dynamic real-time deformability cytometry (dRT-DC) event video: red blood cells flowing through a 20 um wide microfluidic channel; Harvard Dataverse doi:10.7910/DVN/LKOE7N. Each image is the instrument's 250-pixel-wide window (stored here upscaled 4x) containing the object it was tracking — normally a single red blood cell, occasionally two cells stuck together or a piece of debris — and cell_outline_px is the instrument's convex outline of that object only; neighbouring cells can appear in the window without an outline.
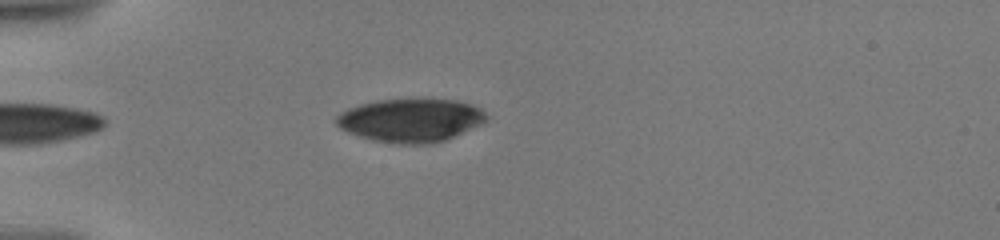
{"species": "human", "species_latin": "Homo sapiens", "temperature_condition": "warm", "stored_images_in_passage": 38, "camera_frame_rate_fps": 3000, "um_per_image_px": 0.085, "donor": {"sex": "male"}, "frame": {"image": 1, "passage_image": 5, "time_ms": 1.667, "image_size_px": [1000, 240], "cell_outline_px": [[488, 116], [480, 124], [444, 140], [428, 144], [396, 144], [372, 140], [348, 132], [340, 128], [336, 124], [336, 116], [340, 112], [348, 108], [360, 104], [376, 100], [456, 100], [480, 108]], "centroid_in_image_um": [34.85, 10.23], "position_along_channel_um": 50.2, "area_um2": 37.4}}
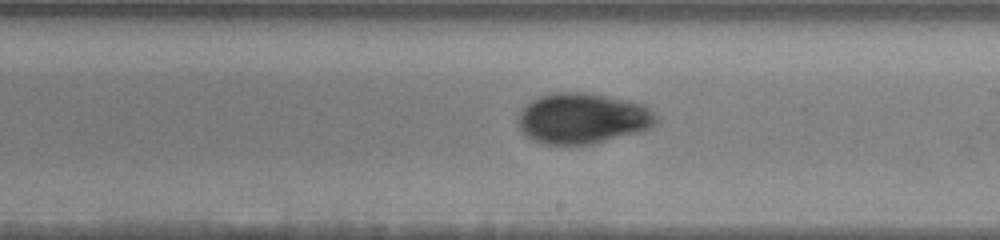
{"frame": {"image": 2, "passage_image": 20, "time_ms": 7.667, "image_size_px": [1000, 240], "cell_outline_px": [[660, 120], [652, 128], [592, 144], [544, 144], [532, 140], [524, 136], [520, 128], [520, 112], [532, 100], [540, 96], [556, 92], [588, 92], [644, 104]], "centroid_in_image_um": [49.54, 10.06], "position_along_channel_um": 239.5, "area_um2": 40.58}}
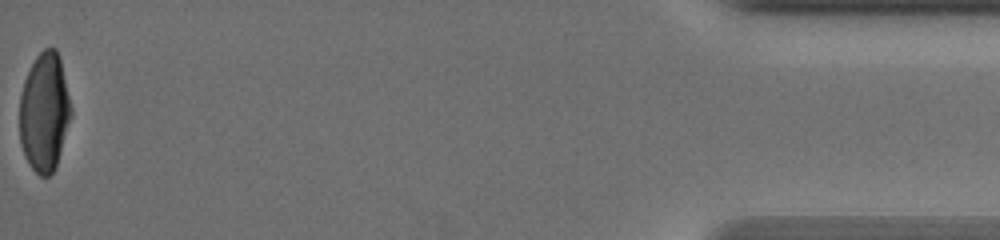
{"frame": {"image": 3, "passage_image": 38, "time_ms": 15.333, "image_size_px": [1000, 240], "cell_outline_px": [[72, 112], [56, 168], [48, 176], [40, 176], [28, 164], [24, 156], [20, 144], [20, 96], [24, 80], [36, 56], [44, 48], [56, 48], [60, 56], [72, 108]], "centroid_in_image_um": [3.78, 9.54], "position_along_channel_um": 431.4, "area_um2": 35.78}, "authors_computed_cell_mechanics": {"area_um2": 38.2058, "velocity_mm_per_s": 3.5521, "shape_relaxation_time_tau1_ms": 5.758, "shape_relaxation_time_tau2_ms": 2.9427, "deformation_change_tau1": 0.185, "deformation_change_tau2": 0.0491}}